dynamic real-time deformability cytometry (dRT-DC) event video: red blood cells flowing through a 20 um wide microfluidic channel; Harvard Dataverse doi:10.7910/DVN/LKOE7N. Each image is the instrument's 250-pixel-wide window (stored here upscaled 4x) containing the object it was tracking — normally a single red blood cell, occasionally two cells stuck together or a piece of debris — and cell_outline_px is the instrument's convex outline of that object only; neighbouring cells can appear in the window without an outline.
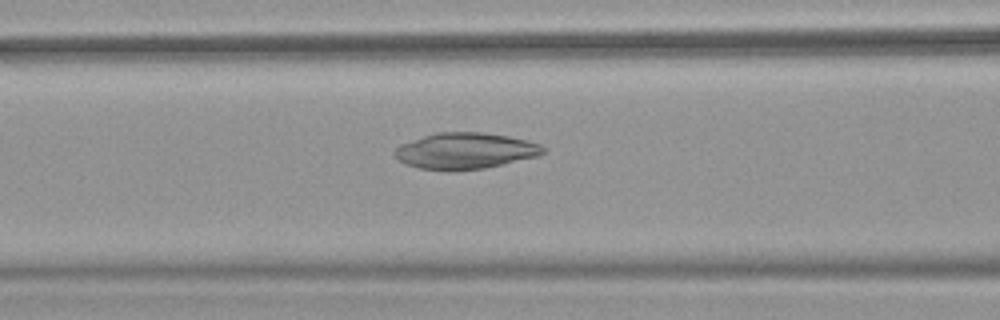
{"species": "common noctule bat (a hibernating species)", "species_latin": "Nyctalus noctula", "temperature_condition": "warm", "stored_images_in_passage": 42, "camera_frame_rate_fps": 3000, "um_per_image_px": 0.085, "animal": {"sex": "female", "body_mass_g": 18.4}, "frame": {"image": 1, "passage_image": 13, "time_ms": 4.0, "image_size_px": [1000, 320], "cell_outline_px": [[544, 152], [540, 156], [484, 168], [456, 172], [444, 172], [420, 168], [408, 164], [400, 160], [392, 152], [400, 144], [436, 132], [480, 132], [508, 136], [528, 140], [540, 144], [544, 148]], "centroid_in_image_um": [39.55, 12.84], "position_along_channel_um": 127.1, "area_um2": 31.56}}